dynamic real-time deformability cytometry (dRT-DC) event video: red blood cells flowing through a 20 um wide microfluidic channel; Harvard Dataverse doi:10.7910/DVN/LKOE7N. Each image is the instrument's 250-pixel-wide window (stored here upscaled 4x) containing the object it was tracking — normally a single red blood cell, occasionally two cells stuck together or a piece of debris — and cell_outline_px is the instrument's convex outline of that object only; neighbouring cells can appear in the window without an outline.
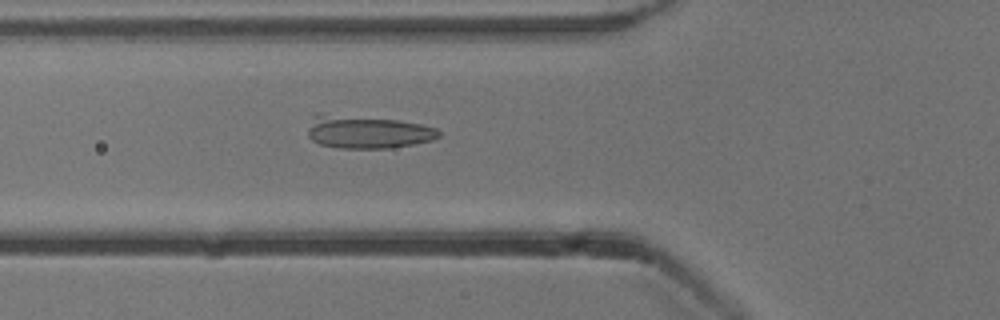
{"species": "common noctule bat (a hibernating species)", "species_latin": "Nyctalus noctula", "temperature_condition": "cold", "stored_images_in_passage": 33, "camera_frame_rate_fps": 3000, "um_per_image_px": 0.085, "animal": {"sex": "male", "body_mass_g": 13.3}, "frame": {"image": 1, "passage_image": 4, "time_ms": 1.0, "image_size_px": [1000, 320], "cell_outline_px": [[440, 136], [432, 140], [412, 144], [388, 148], [336, 148], [320, 144], [312, 140], [308, 136], [308, 128], [312, 116], [316, 112], [320, 112], [396, 120], [420, 124], [436, 128], [440, 132]], "centroid_in_image_um": [31.15, 11.2], "position_along_channel_um": 94.7, "area_um2": 25.26}}
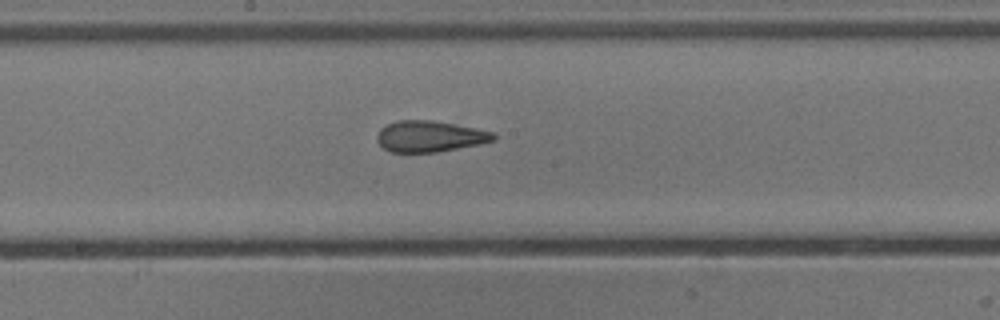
{"frame": {"image": 2, "passage_image": 13, "time_ms": 4.0, "image_size_px": [1000, 320], "cell_outline_px": [[496, 140], [436, 152], [392, 152], [384, 148], [376, 140], [376, 136], [380, 128], [388, 124], [400, 120], [432, 120], [456, 124], [496, 132]], "centroid_in_image_um": [36.53, 11.58], "position_along_channel_um": 211.7, "area_um2": 21.04}}
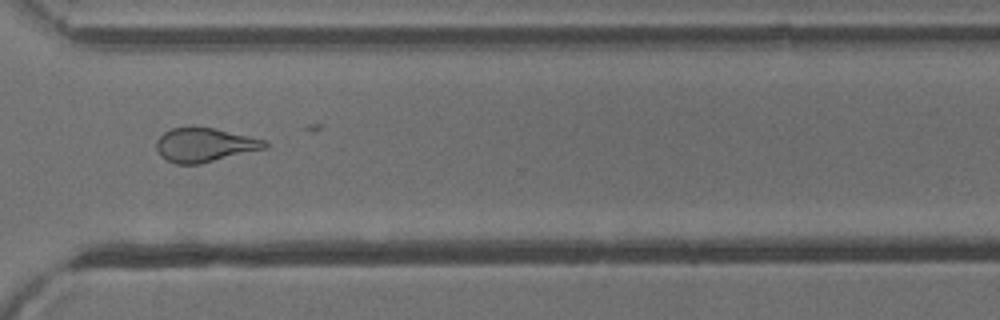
{"frame": {"image": 3, "passage_image": 24, "time_ms": 7.667, "image_size_px": [1000, 320], "cell_outline_px": [[268, 148], [200, 164], [176, 164], [160, 156], [156, 148], [156, 140], [164, 132], [172, 128], [192, 124], [212, 128], [268, 140]], "centroid_in_image_um": [17.39, 12.29], "position_along_channel_um": 353.2, "area_um2": 21.96}}